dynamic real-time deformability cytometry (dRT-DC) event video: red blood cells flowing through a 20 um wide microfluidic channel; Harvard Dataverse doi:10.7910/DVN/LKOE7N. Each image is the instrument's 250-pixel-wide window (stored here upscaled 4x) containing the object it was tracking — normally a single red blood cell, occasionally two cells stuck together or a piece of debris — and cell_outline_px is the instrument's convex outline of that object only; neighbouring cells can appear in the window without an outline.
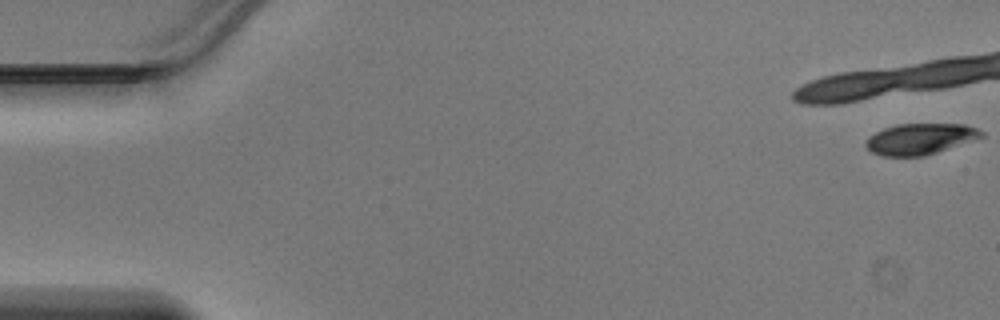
{"species": "Egyptian fruit bat (a non-hibernating species)", "species_latin": "Rousettus aegyptiacus", "temperature_condition": "warm", "stored_images_in_passage": 8, "camera_frame_rate_fps": 3000, "um_per_image_px": 0.085, "animal": {"sex": "male"}, "frame": {"image": 1, "passage_image": 1, "time_ms": 0.0, "image_size_px": [1000, 320], "cell_outline_px": [[984, 136], [924, 156], [884, 156], [872, 152], [864, 144], [868, 136], [884, 128], [896, 124], [964, 124], [976, 128], [984, 132]], "centroid_in_image_um": [78.18, 11.8], "position_along_channel_um": 6.8, "area_um2": 20.69}}